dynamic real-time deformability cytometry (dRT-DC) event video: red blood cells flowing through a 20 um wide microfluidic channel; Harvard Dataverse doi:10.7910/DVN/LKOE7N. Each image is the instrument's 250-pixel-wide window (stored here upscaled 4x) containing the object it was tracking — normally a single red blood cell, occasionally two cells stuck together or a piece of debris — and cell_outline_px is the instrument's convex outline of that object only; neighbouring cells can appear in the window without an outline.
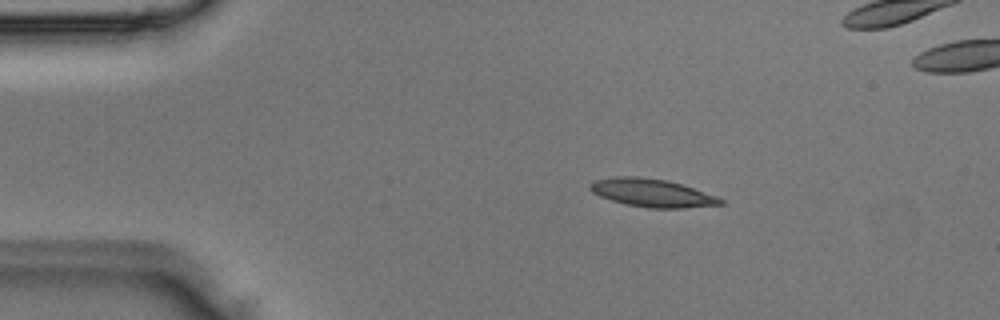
{"species": "Egyptian fruit bat (a non-hibernating species)", "species_latin": "Rousettus aegyptiacus", "temperature_condition": "room temperature", "stored_images_in_passage": 3, "camera_frame_rate_fps": 3000, "um_per_image_px": 0.085, "animal": {"sex": "male"}, "frame": {"image": 1, "passage_image": 1, "time_ms": 0.0, "image_size_px": [1000, 320], "cell_outline_px": [[724, 204], [684, 208], [648, 208], [628, 204], [612, 200], [600, 196], [592, 192], [588, 188], [588, 184], [592, 180], [616, 176], [636, 176], [668, 180], [716, 196], [724, 200]], "centroid_in_image_um": [55.38, 16.39], "position_along_channel_um": 29.6, "area_um2": 21.27}}